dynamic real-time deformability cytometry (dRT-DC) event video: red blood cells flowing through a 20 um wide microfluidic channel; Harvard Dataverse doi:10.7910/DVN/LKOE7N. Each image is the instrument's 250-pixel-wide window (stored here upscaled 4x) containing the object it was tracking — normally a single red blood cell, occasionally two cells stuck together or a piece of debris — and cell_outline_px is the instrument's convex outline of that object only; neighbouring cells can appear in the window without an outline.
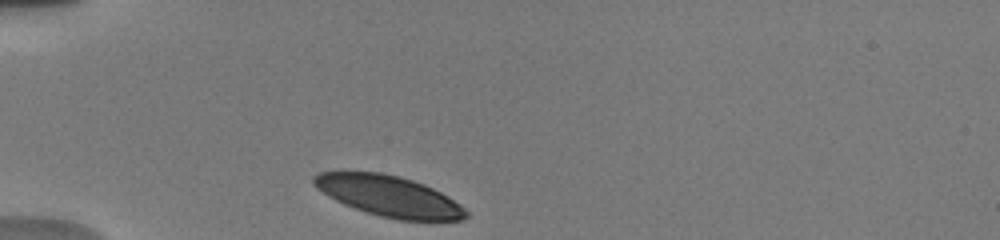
{"species": "human", "species_latin": "Homo sapiens", "temperature_condition": "warm", "stored_images_in_passage": 26, "camera_frame_rate_fps": 3000, "um_per_image_px": 0.085, "donor": {"sex": "male"}, "frame": {"image": 1, "passage_image": 1, "time_ms": 0.0, "image_size_px": [1000, 240], "cell_outline_px": [[468, 216], [464, 220], [396, 220], [380, 216], [344, 204], [328, 196], [316, 188], [312, 184], [312, 176], [320, 172], [380, 172], [400, 176], [424, 184], [440, 192], [460, 204], [468, 212]], "centroid_in_image_um": [33.05, 16.66], "position_along_channel_um": 51.9, "area_um2": 36.01}}
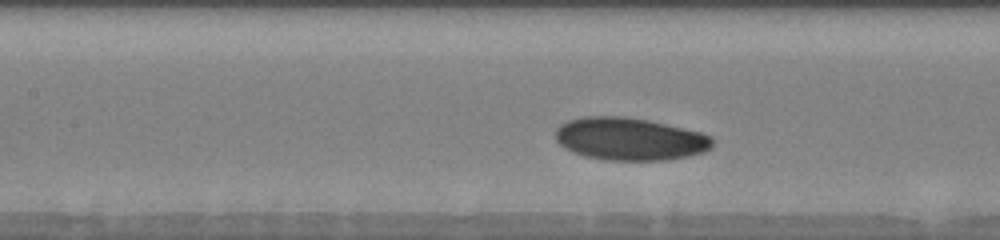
{"frame": {"image": 2, "passage_image": 9, "time_ms": 3.333, "image_size_px": [1000, 240], "cell_outline_px": [[712, 148], [704, 152], [688, 156], [664, 160], [608, 160], [584, 156], [572, 152], [564, 148], [556, 140], [556, 128], [560, 124], [568, 120], [584, 116], [624, 116], [648, 120], [700, 132], [712, 136]], "centroid_in_image_um": [53.51, 11.81], "position_along_channel_um": 153.9, "area_um2": 39.07}}
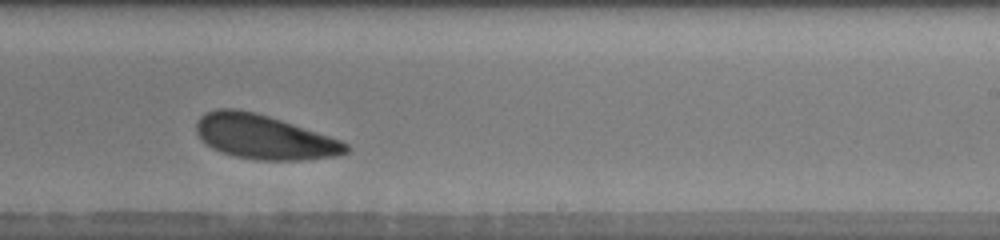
{"frame": {"image": 3, "passage_image": 16, "time_ms": 6.333, "image_size_px": [1000, 240], "cell_outline_px": [[348, 152], [340, 156], [300, 160], [256, 160], [236, 156], [220, 152], [204, 144], [200, 140], [196, 132], [196, 124], [200, 116], [204, 112], [216, 108], [236, 108], [256, 112], [340, 140], [348, 144]], "centroid_in_image_um": [22.39, 11.64], "position_along_channel_um": 266.6, "area_um2": 38.73}, "authors_computed_cell_mechanics": {"area_um2": 38.7549, "velocity_mm_per_s": 3.7664, "shape_relaxation_time_tau1_ms": 1.7799, "shape_relaxation_time_tau2_ms": null, "deformation_change_tau1": 0.077, "deformation_change_tau2": null}}